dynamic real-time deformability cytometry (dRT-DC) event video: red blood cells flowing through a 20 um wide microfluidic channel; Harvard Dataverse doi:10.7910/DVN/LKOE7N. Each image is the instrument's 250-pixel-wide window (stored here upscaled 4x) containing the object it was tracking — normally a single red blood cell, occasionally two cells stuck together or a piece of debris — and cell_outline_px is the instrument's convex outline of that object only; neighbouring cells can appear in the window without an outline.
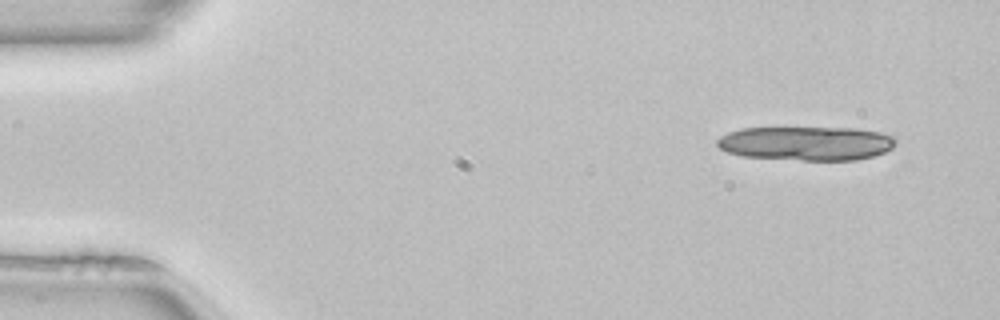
{"species": "common noctule bat (a hibernating species)", "species_latin": "Nyctalus noctula", "temperature_condition": "room temperature", "stored_images_in_passage": 13, "camera_frame_rate_fps": 3000, "um_per_image_px": 0.085, "animal": {"sex": "female", "body_mass_g": 22.7, "forearm_length_mm": 54.2}, "frame": {"image": 1, "passage_image": 3, "time_ms": 0.667, "image_size_px": [1000, 320], "cell_outline_px": [[896, 144], [892, 148], [884, 152], [872, 156], [856, 160], [804, 160], [744, 156], [728, 152], [720, 148], [716, 144], [716, 140], [720, 136], [728, 132], [740, 128], [856, 128], [880, 132], [892, 136], [896, 140]], "centroid_in_image_um": [68.53, 12.18], "position_along_channel_um": 16.5, "area_um2": 35.37}}